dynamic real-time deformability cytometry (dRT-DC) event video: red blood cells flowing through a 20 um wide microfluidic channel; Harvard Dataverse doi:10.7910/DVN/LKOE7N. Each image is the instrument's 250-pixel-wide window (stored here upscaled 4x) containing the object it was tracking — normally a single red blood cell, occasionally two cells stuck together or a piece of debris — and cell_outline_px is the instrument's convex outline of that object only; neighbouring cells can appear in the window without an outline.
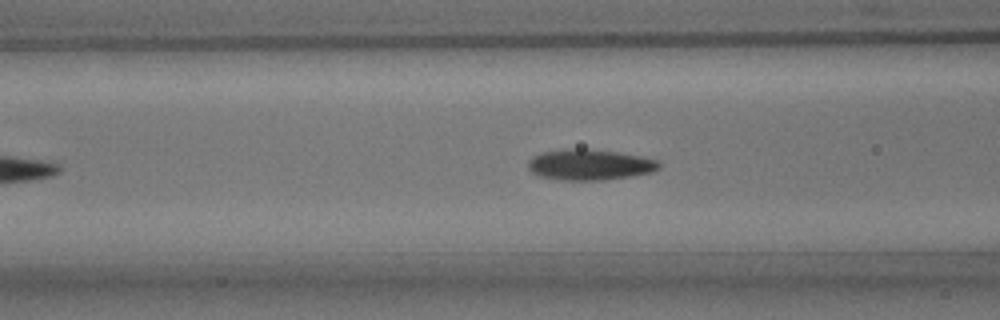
{"species": "common noctule bat (a hibernating species)", "species_latin": "Nyctalus noctula", "temperature_condition": "room temperature", "stored_images_in_passage": 36, "camera_frame_rate_fps": 3000, "um_per_image_px": 0.085, "animal": {"sex": "male", "body_mass_g": 15.6}, "frame": {"image": 1, "passage_image": 14, "time_ms": 4.333, "image_size_px": [1000, 320], "cell_outline_px": [[660, 168], [652, 172], [632, 176], [608, 180], [564, 180], [540, 176], [532, 172], [528, 168], [528, 160], [544, 152], [576, 148], [584, 148], [616, 152], [640, 156], [656, 160], [660, 164]], "centroid_in_image_um": [50.15, 14.01], "position_along_channel_um": 116.4, "area_um2": 23.29}}
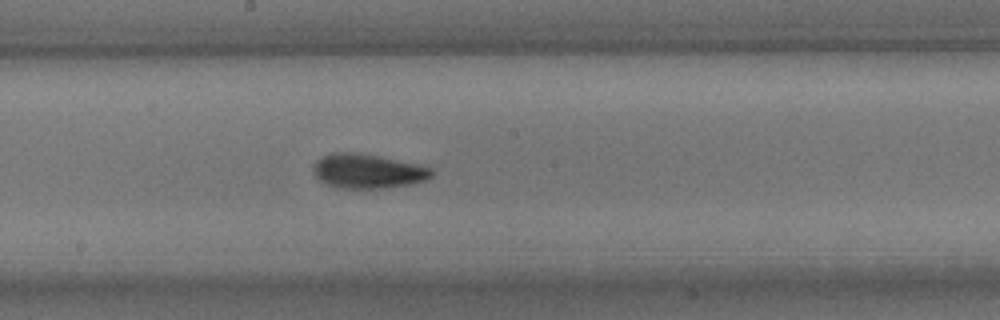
{"frame": {"image": 2, "passage_image": 22, "time_ms": 7.0, "image_size_px": [1000, 320], "cell_outline_px": [[436, 172], [428, 180], [412, 184], [380, 188], [336, 188], [320, 180], [316, 176], [312, 168], [312, 164], [320, 156], [332, 152], [352, 152], [376, 156], [420, 164], [432, 168]], "centroid_in_image_um": [31.27, 14.54], "position_along_channel_um": 216.9, "area_um2": 23.93}}
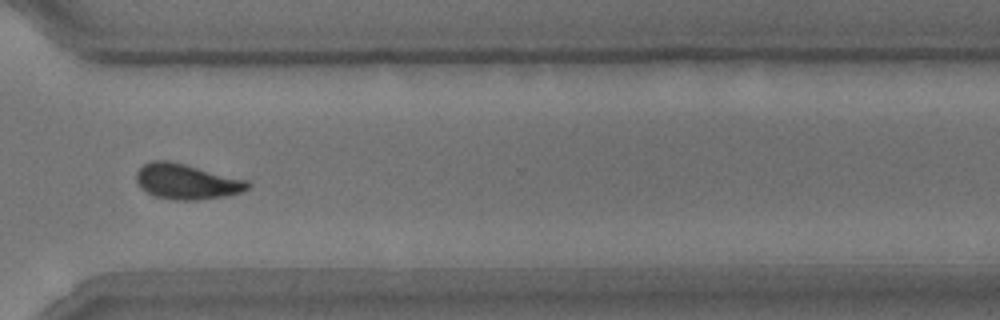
{"frame": {"image": 3, "passage_image": 33, "time_ms": 10.667, "image_size_px": [1000, 320], "cell_outline_px": [[252, 184], [248, 188], [240, 192], [224, 196], [200, 200], [176, 200], [156, 196], [140, 188], [136, 180], [136, 172], [144, 164], [152, 160], [168, 160], [248, 180]], "centroid_in_image_um": [15.86, 15.43], "position_along_channel_um": 354.7, "area_um2": 22.83}, "authors_computed_cell_mechanics": {"area_um2": 22.9755, "velocity_mm_per_s": 3.7649, "shape_relaxation_time_tau1_ms": 3.9686, "shape_relaxation_time_tau2_ms": 2.1446, "deformation_change_tau1": 0.1289, "deformation_change_tau2": 0.0731}}